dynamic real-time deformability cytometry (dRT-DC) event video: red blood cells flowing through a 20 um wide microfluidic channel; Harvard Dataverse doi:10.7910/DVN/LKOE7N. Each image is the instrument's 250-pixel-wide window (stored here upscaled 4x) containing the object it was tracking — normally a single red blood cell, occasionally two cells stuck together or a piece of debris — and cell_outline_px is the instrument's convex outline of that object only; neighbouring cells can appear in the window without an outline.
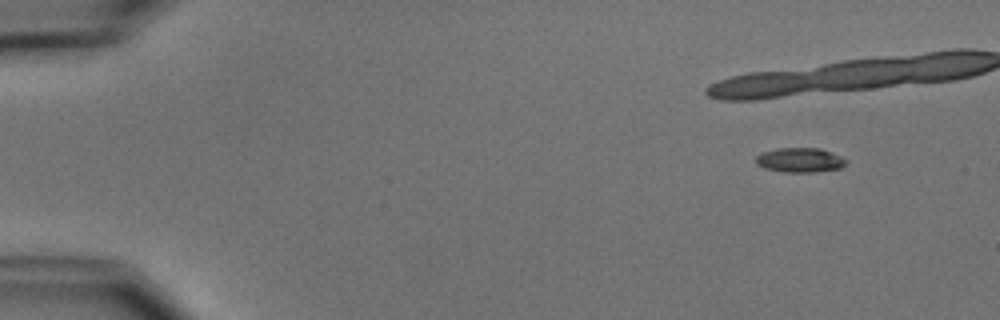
{"species": "common noctule bat (a hibernating species)", "species_latin": "Nyctalus noctula", "temperature_condition": "cold", "stored_images_in_passage": 46, "camera_frame_rate_fps": 3000, "um_per_image_px": 0.085, "animal": {"sex": "male", "body_mass_g": 15.6}, "frame": {"image": 1, "passage_image": 1, "time_ms": 0.0, "image_size_px": [1000, 320], "cell_outline_px": [[848, 160], [840, 168], [816, 172], [784, 172], [764, 168], [756, 164], [756, 156], [760, 152], [776, 148], [820, 148], [840, 156]], "centroid_in_image_um": [67.95, 13.6], "position_along_channel_um": 17.0, "area_um2": 12.95}, "authors_computed_cell_mechanics": {"area_um2": 13.5541, "velocity_mm_per_s": 3.7825, "shape_relaxation_time_tau1_ms": 3.0029, "shape_relaxation_time_tau2_ms": null, "deformation_change_tau1": 0.1162, "deformation_change_tau2": null}}